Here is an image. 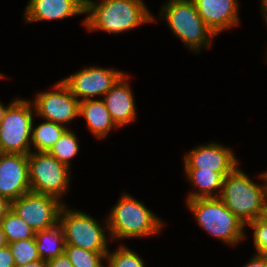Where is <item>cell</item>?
Masks as SVG:
<instances>
[{"label": "cell", "mask_w": 267, "mask_h": 267, "mask_svg": "<svg viewBox=\"0 0 267 267\" xmlns=\"http://www.w3.org/2000/svg\"><path fill=\"white\" fill-rule=\"evenodd\" d=\"M83 24L89 31L102 30L113 34L131 30L138 25L154 22L142 0H85Z\"/></svg>", "instance_id": "obj_1"}, {"label": "cell", "mask_w": 267, "mask_h": 267, "mask_svg": "<svg viewBox=\"0 0 267 267\" xmlns=\"http://www.w3.org/2000/svg\"><path fill=\"white\" fill-rule=\"evenodd\" d=\"M259 176L265 185L254 183L238 167L224 177L219 198L245 226L267 213V171Z\"/></svg>", "instance_id": "obj_2"}, {"label": "cell", "mask_w": 267, "mask_h": 267, "mask_svg": "<svg viewBox=\"0 0 267 267\" xmlns=\"http://www.w3.org/2000/svg\"><path fill=\"white\" fill-rule=\"evenodd\" d=\"M106 223L112 240L159 234L163 227L155 213L127 193L111 209Z\"/></svg>", "instance_id": "obj_3"}, {"label": "cell", "mask_w": 267, "mask_h": 267, "mask_svg": "<svg viewBox=\"0 0 267 267\" xmlns=\"http://www.w3.org/2000/svg\"><path fill=\"white\" fill-rule=\"evenodd\" d=\"M161 8V18L189 50L199 53L202 46L210 47L216 35L198 14L193 0H169Z\"/></svg>", "instance_id": "obj_4"}, {"label": "cell", "mask_w": 267, "mask_h": 267, "mask_svg": "<svg viewBox=\"0 0 267 267\" xmlns=\"http://www.w3.org/2000/svg\"><path fill=\"white\" fill-rule=\"evenodd\" d=\"M186 202L197 223L210 235L232 246L245 238V225L219 197L196 198Z\"/></svg>", "instance_id": "obj_5"}, {"label": "cell", "mask_w": 267, "mask_h": 267, "mask_svg": "<svg viewBox=\"0 0 267 267\" xmlns=\"http://www.w3.org/2000/svg\"><path fill=\"white\" fill-rule=\"evenodd\" d=\"M33 103L14 99L0 107V152L28 155L31 149Z\"/></svg>", "instance_id": "obj_6"}, {"label": "cell", "mask_w": 267, "mask_h": 267, "mask_svg": "<svg viewBox=\"0 0 267 267\" xmlns=\"http://www.w3.org/2000/svg\"><path fill=\"white\" fill-rule=\"evenodd\" d=\"M70 167L60 163L48 152L28 154V171L31 192L56 197L67 193Z\"/></svg>", "instance_id": "obj_7"}, {"label": "cell", "mask_w": 267, "mask_h": 267, "mask_svg": "<svg viewBox=\"0 0 267 267\" xmlns=\"http://www.w3.org/2000/svg\"><path fill=\"white\" fill-rule=\"evenodd\" d=\"M59 224L64 230L66 245L98 253L109 251L105 228L88 214L69 210L63 205L59 214Z\"/></svg>", "instance_id": "obj_8"}, {"label": "cell", "mask_w": 267, "mask_h": 267, "mask_svg": "<svg viewBox=\"0 0 267 267\" xmlns=\"http://www.w3.org/2000/svg\"><path fill=\"white\" fill-rule=\"evenodd\" d=\"M64 203L44 194L28 192L11 202V209L34 232L50 229L59 223V214Z\"/></svg>", "instance_id": "obj_9"}, {"label": "cell", "mask_w": 267, "mask_h": 267, "mask_svg": "<svg viewBox=\"0 0 267 267\" xmlns=\"http://www.w3.org/2000/svg\"><path fill=\"white\" fill-rule=\"evenodd\" d=\"M52 91L38 93L33 105L34 113L43 119L65 126L79 116V100L61 80Z\"/></svg>", "instance_id": "obj_10"}, {"label": "cell", "mask_w": 267, "mask_h": 267, "mask_svg": "<svg viewBox=\"0 0 267 267\" xmlns=\"http://www.w3.org/2000/svg\"><path fill=\"white\" fill-rule=\"evenodd\" d=\"M123 75V72L96 66L83 68L62 81L80 101V97L86 100L92 96H104Z\"/></svg>", "instance_id": "obj_11"}, {"label": "cell", "mask_w": 267, "mask_h": 267, "mask_svg": "<svg viewBox=\"0 0 267 267\" xmlns=\"http://www.w3.org/2000/svg\"><path fill=\"white\" fill-rule=\"evenodd\" d=\"M30 191L28 155L0 152V196L12 202Z\"/></svg>", "instance_id": "obj_12"}, {"label": "cell", "mask_w": 267, "mask_h": 267, "mask_svg": "<svg viewBox=\"0 0 267 267\" xmlns=\"http://www.w3.org/2000/svg\"><path fill=\"white\" fill-rule=\"evenodd\" d=\"M184 163L185 170H211L225 177L237 167L238 161L230 148L212 142L186 153Z\"/></svg>", "instance_id": "obj_13"}, {"label": "cell", "mask_w": 267, "mask_h": 267, "mask_svg": "<svg viewBox=\"0 0 267 267\" xmlns=\"http://www.w3.org/2000/svg\"><path fill=\"white\" fill-rule=\"evenodd\" d=\"M193 2L198 14L215 35L238 25L237 0H193Z\"/></svg>", "instance_id": "obj_14"}, {"label": "cell", "mask_w": 267, "mask_h": 267, "mask_svg": "<svg viewBox=\"0 0 267 267\" xmlns=\"http://www.w3.org/2000/svg\"><path fill=\"white\" fill-rule=\"evenodd\" d=\"M24 14L27 23L65 19L85 14V0H29Z\"/></svg>", "instance_id": "obj_15"}, {"label": "cell", "mask_w": 267, "mask_h": 267, "mask_svg": "<svg viewBox=\"0 0 267 267\" xmlns=\"http://www.w3.org/2000/svg\"><path fill=\"white\" fill-rule=\"evenodd\" d=\"M127 77L124 74L103 98L114 123L118 127L131 123L136 118L137 113Z\"/></svg>", "instance_id": "obj_16"}, {"label": "cell", "mask_w": 267, "mask_h": 267, "mask_svg": "<svg viewBox=\"0 0 267 267\" xmlns=\"http://www.w3.org/2000/svg\"><path fill=\"white\" fill-rule=\"evenodd\" d=\"M81 115L86 118L88 129L99 139L105 138L112 128H119L102 99L80 100L79 116Z\"/></svg>", "instance_id": "obj_17"}, {"label": "cell", "mask_w": 267, "mask_h": 267, "mask_svg": "<svg viewBox=\"0 0 267 267\" xmlns=\"http://www.w3.org/2000/svg\"><path fill=\"white\" fill-rule=\"evenodd\" d=\"M185 171L187 179L198 189V192L196 190L193 193H189L187 200H192L196 198L220 197L224 182V176L221 173L214 172L211 170ZM215 189H219V193L215 194Z\"/></svg>", "instance_id": "obj_18"}, {"label": "cell", "mask_w": 267, "mask_h": 267, "mask_svg": "<svg viewBox=\"0 0 267 267\" xmlns=\"http://www.w3.org/2000/svg\"><path fill=\"white\" fill-rule=\"evenodd\" d=\"M35 240L40 258L49 261L65 251L64 230L58 223L56 226L35 232Z\"/></svg>", "instance_id": "obj_19"}, {"label": "cell", "mask_w": 267, "mask_h": 267, "mask_svg": "<svg viewBox=\"0 0 267 267\" xmlns=\"http://www.w3.org/2000/svg\"><path fill=\"white\" fill-rule=\"evenodd\" d=\"M67 129L66 126L47 120L35 128L32 124L31 144L37 152H49Z\"/></svg>", "instance_id": "obj_20"}, {"label": "cell", "mask_w": 267, "mask_h": 267, "mask_svg": "<svg viewBox=\"0 0 267 267\" xmlns=\"http://www.w3.org/2000/svg\"><path fill=\"white\" fill-rule=\"evenodd\" d=\"M7 244L35 237V232L12 209L0 220Z\"/></svg>", "instance_id": "obj_21"}, {"label": "cell", "mask_w": 267, "mask_h": 267, "mask_svg": "<svg viewBox=\"0 0 267 267\" xmlns=\"http://www.w3.org/2000/svg\"><path fill=\"white\" fill-rule=\"evenodd\" d=\"M79 145L76 134L67 129L48 152L60 163L70 166V159L78 154Z\"/></svg>", "instance_id": "obj_22"}, {"label": "cell", "mask_w": 267, "mask_h": 267, "mask_svg": "<svg viewBox=\"0 0 267 267\" xmlns=\"http://www.w3.org/2000/svg\"><path fill=\"white\" fill-rule=\"evenodd\" d=\"M65 255L73 267H103L102 259L106 260L107 253H98L72 245H65Z\"/></svg>", "instance_id": "obj_23"}, {"label": "cell", "mask_w": 267, "mask_h": 267, "mask_svg": "<svg viewBox=\"0 0 267 267\" xmlns=\"http://www.w3.org/2000/svg\"><path fill=\"white\" fill-rule=\"evenodd\" d=\"M8 247L11 250L15 266H23L41 259L35 237L11 242Z\"/></svg>", "instance_id": "obj_24"}, {"label": "cell", "mask_w": 267, "mask_h": 267, "mask_svg": "<svg viewBox=\"0 0 267 267\" xmlns=\"http://www.w3.org/2000/svg\"><path fill=\"white\" fill-rule=\"evenodd\" d=\"M118 248L113 253L107 252L108 267H144V261L136 252H133L124 245Z\"/></svg>", "instance_id": "obj_25"}, {"label": "cell", "mask_w": 267, "mask_h": 267, "mask_svg": "<svg viewBox=\"0 0 267 267\" xmlns=\"http://www.w3.org/2000/svg\"><path fill=\"white\" fill-rule=\"evenodd\" d=\"M247 225L253 228V243L257 255L267 258V216L259 217Z\"/></svg>", "instance_id": "obj_26"}, {"label": "cell", "mask_w": 267, "mask_h": 267, "mask_svg": "<svg viewBox=\"0 0 267 267\" xmlns=\"http://www.w3.org/2000/svg\"><path fill=\"white\" fill-rule=\"evenodd\" d=\"M0 267H15L14 259L8 245L0 249Z\"/></svg>", "instance_id": "obj_27"}, {"label": "cell", "mask_w": 267, "mask_h": 267, "mask_svg": "<svg viewBox=\"0 0 267 267\" xmlns=\"http://www.w3.org/2000/svg\"><path fill=\"white\" fill-rule=\"evenodd\" d=\"M48 267H73L65 253L47 261Z\"/></svg>", "instance_id": "obj_28"}, {"label": "cell", "mask_w": 267, "mask_h": 267, "mask_svg": "<svg viewBox=\"0 0 267 267\" xmlns=\"http://www.w3.org/2000/svg\"><path fill=\"white\" fill-rule=\"evenodd\" d=\"M245 267H267V258L256 254Z\"/></svg>", "instance_id": "obj_29"}, {"label": "cell", "mask_w": 267, "mask_h": 267, "mask_svg": "<svg viewBox=\"0 0 267 267\" xmlns=\"http://www.w3.org/2000/svg\"><path fill=\"white\" fill-rule=\"evenodd\" d=\"M11 209V202L3 196H0V220L7 214Z\"/></svg>", "instance_id": "obj_30"}, {"label": "cell", "mask_w": 267, "mask_h": 267, "mask_svg": "<svg viewBox=\"0 0 267 267\" xmlns=\"http://www.w3.org/2000/svg\"><path fill=\"white\" fill-rule=\"evenodd\" d=\"M15 267H48V263H47V261L40 259L38 261L28 263V264L23 265V266H15Z\"/></svg>", "instance_id": "obj_31"}, {"label": "cell", "mask_w": 267, "mask_h": 267, "mask_svg": "<svg viewBox=\"0 0 267 267\" xmlns=\"http://www.w3.org/2000/svg\"><path fill=\"white\" fill-rule=\"evenodd\" d=\"M7 245L8 244H7V241H6V238H5V234L2 231V228L0 226V249L4 248Z\"/></svg>", "instance_id": "obj_32"}, {"label": "cell", "mask_w": 267, "mask_h": 267, "mask_svg": "<svg viewBox=\"0 0 267 267\" xmlns=\"http://www.w3.org/2000/svg\"><path fill=\"white\" fill-rule=\"evenodd\" d=\"M261 8L263 10V13H264V18L266 20V23H267V0H261Z\"/></svg>", "instance_id": "obj_33"}]
</instances>
